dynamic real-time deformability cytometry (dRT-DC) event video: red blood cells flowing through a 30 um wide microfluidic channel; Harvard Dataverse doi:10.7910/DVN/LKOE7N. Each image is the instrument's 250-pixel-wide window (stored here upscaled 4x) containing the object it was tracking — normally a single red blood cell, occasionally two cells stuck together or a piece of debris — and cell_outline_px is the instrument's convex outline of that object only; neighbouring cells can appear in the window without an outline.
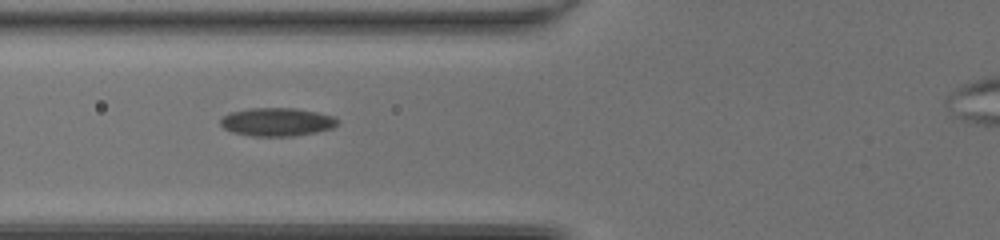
{"species": "common noctule bat (a hibernating species)", "species_latin": "Nyctalus noctula", "temperature_condition": "room temperature", "stored_images_in_passage": 36, "camera_frame_rate_fps": 3000, "um_per_image_px": 0.085, "animal": {"sex": "female", "body_mass_g": 20.0, "forearm_length_mm": 54.0}, "frame": {"image": 1, "passage_image": 8, "time_ms": 2.333, "image_size_px": [1000, 240], "cell_outline_px": [[336, 124], [332, 128], [316, 132], [292, 136], [252, 136], [232, 132], [224, 128], [220, 124], [220, 120], [224, 116], [232, 112], [248, 108], [296, 108], [316, 112], [332, 116], [336, 120]], "centroid_in_image_um": [23.5, 10.36], "position_along_channel_um": 102.3, "area_um2": 19.07}}
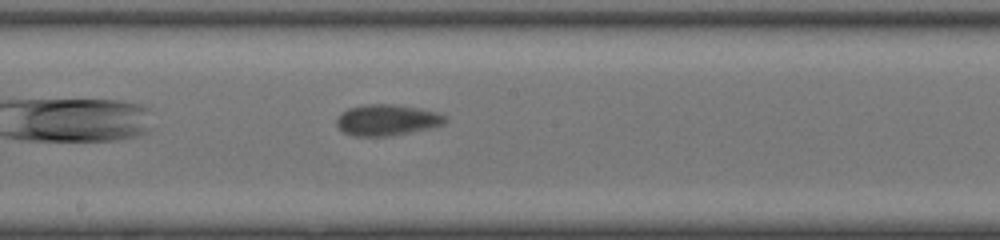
{"frame": {"image": 2, "passage_image": 16, "time_ms": 5.0, "image_size_px": [1000, 240], "cell_outline_px": [[448, 120], [444, 124], [428, 128], [388, 136], [352, 136], [344, 132], [336, 124], [336, 120], [348, 108], [364, 104], [392, 104], [420, 108], [436, 112], [448, 116]], "centroid_in_image_um": [32.91, 10.19], "position_along_channel_um": 215.3, "area_um2": 19.54}}
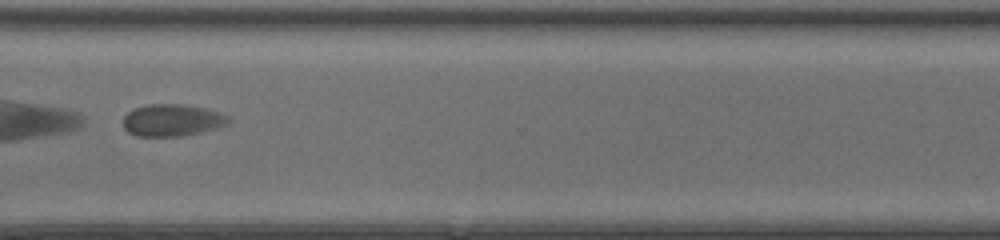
{"frame": {"image": 3, "passage_image": 26, "time_ms": 8.333, "image_size_px": [1000, 240], "cell_outline_px": [[232, 120], [228, 124], [220, 128], [180, 136], [136, 136], [128, 132], [124, 128], [124, 116], [132, 108], [148, 104], [184, 104], [208, 108], [220, 112], [228, 116]], "centroid_in_image_um": [14.67, 10.21], "position_along_channel_um": 355.9, "area_um2": 20.0}, "authors_computed_cell_mechanics": {"area_um2": 19.5075, "velocity_mm_per_s": 4.2184, "shape_relaxation_time_tau1_ms": 4.9799, "shape_relaxation_time_tau2_ms": 1.1522, "deformation_change_tau1": 0.0943, "deformation_change_tau2": 0.0557}}